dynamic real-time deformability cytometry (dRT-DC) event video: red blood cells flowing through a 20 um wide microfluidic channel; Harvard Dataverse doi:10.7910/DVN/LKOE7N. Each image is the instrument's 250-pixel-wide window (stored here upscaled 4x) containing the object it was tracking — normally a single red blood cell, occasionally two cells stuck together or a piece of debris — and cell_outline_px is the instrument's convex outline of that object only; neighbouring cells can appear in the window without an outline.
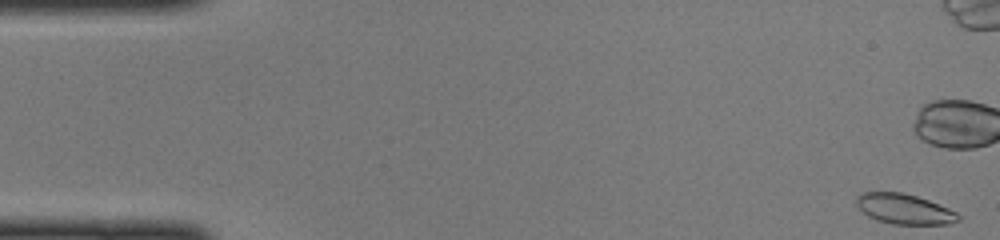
{"species": "common noctule bat (a hibernating species)", "species_latin": "Nyctalus noctula", "temperature_condition": "cold", "stored_images_in_passage": 48, "camera_frame_rate_fps": 3000, "um_per_image_px": 0.085, "animal": {"sex": "female", "body_mass_g": 22.0, "forearm_length_mm": 56.7}, "frame": {"image": 1, "passage_image": 1, "time_ms": 0.0, "image_size_px": [1000, 240], "cell_outline_px": [[960, 220], [948, 224], [892, 224], [876, 220], [868, 216], [856, 204], [856, 196], [860, 192], [904, 192], [928, 200], [948, 208], [956, 212], [960, 216]], "centroid_in_image_um": [76.85, 17.76], "position_along_channel_um": 8.2, "area_um2": 17.92}}